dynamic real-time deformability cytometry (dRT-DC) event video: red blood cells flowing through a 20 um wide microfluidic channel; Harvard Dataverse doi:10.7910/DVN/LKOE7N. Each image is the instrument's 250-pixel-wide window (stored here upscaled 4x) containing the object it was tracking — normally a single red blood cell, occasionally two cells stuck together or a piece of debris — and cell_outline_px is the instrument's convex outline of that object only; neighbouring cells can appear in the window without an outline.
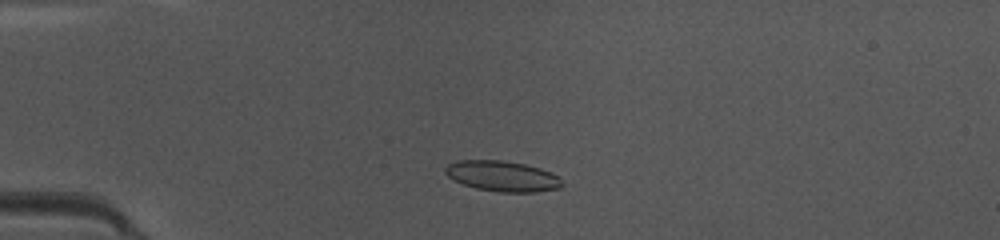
{"species": "common noctule bat (a hibernating species)", "species_latin": "Nyctalus noctula", "temperature_condition": "warm", "stored_images_in_passage": 48, "camera_frame_rate_fps": 3000, "um_per_image_px": 0.085, "animal": {"sex": "female", "body_mass_g": 10.0, "forearm_length_mm": 53.1}, "frame": {"image": 1, "passage_image": 12, "time_ms": 3.667, "image_size_px": [1000, 240], "cell_outline_px": [[564, 184], [560, 188], [536, 192], [500, 192], [476, 188], [464, 184], [448, 176], [444, 172], [444, 168], [448, 164], [460, 160], [500, 160], [524, 164], [540, 168], [560, 176]], "centroid_in_image_um": [42.74, 14.97], "position_along_channel_um": 42.3, "area_um2": 20.75}}
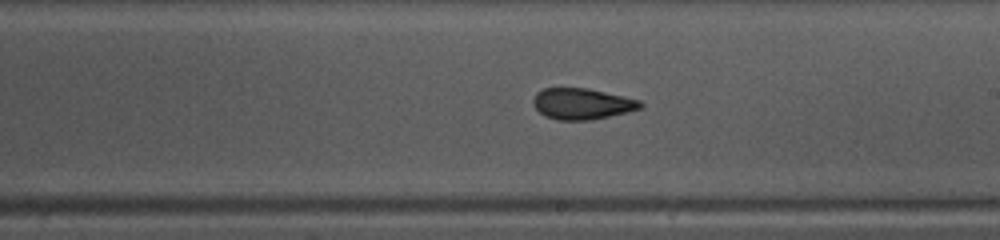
{"frame": {"image": 2, "passage_image": 28, "time_ms": 9.0, "image_size_px": [1000, 240], "cell_outline_px": [[644, 108], [628, 112], [592, 120], [560, 120], [544, 116], [536, 108], [532, 100], [536, 92], [544, 88], [588, 88], [624, 96], [640, 100], [644, 104]], "centroid_in_image_um": [49.51, 8.82], "position_along_channel_um": 239.5, "area_um2": 19.59}}
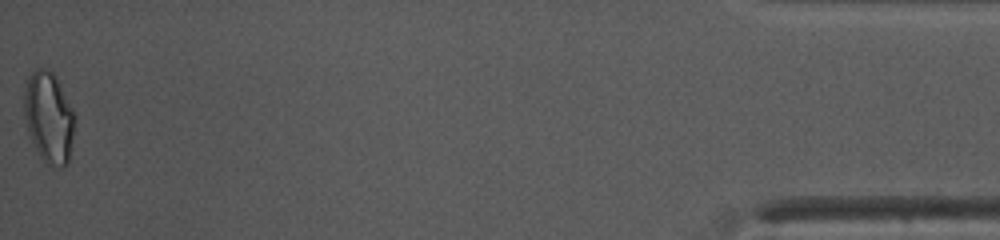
{"frame": {"image": 3, "passage_image": 48, "time_ms": 15.667, "image_size_px": [1000, 240], "cell_outline_px": [[76, 120], [68, 164], [64, 168], [60, 168], [48, 164], [40, 156], [28, 132], [24, 116], [24, 92], [28, 76], [36, 68], [48, 68], [56, 76], [72, 108]], "centroid_in_image_um": [4.16, 9.97], "position_along_channel_um": 431.0, "area_um2": 26.99}, "authors_computed_cell_mechanics": {"area_um2": 20.0566, "velocity_mm_per_s": 4.1824, "shape_relaxation_time_tau1_ms": 6.7997, "shape_relaxation_time_tau2_ms": 1.2515, "deformation_change_tau1": 0.151, "deformation_change_tau2": 0.0681}}